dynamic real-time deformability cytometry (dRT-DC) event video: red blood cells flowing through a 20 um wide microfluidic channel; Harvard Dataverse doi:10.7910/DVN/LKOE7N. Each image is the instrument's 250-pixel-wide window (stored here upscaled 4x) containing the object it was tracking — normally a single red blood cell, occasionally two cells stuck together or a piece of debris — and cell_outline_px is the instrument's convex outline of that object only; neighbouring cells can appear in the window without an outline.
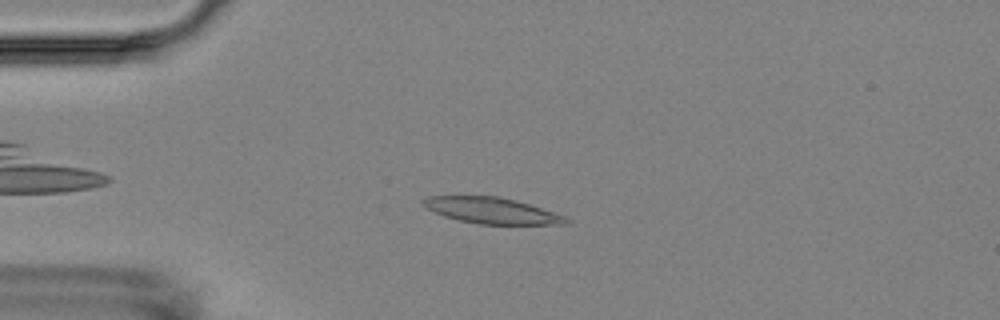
{"species": "Egyptian fruit bat (a non-hibernating species)", "species_latin": "Rousettus aegyptiacus", "temperature_condition": "room temperature", "stored_images_in_passage": 4, "camera_frame_rate_fps": 3000, "um_per_image_px": 0.085, "animal": {"sex": "female"}, "frame": {"image": 1, "passage_image": 3, "time_ms": 2.333, "image_size_px": [1000, 320], "cell_outline_px": [[572, 220], [568, 224], [480, 224], [460, 220], [444, 216], [424, 208], [420, 204], [420, 200], [428, 196], [496, 196], [516, 200], [564, 216]], "centroid_in_image_um": [41.73, 17.89], "position_along_channel_um": 43.3, "area_um2": 21.62}}